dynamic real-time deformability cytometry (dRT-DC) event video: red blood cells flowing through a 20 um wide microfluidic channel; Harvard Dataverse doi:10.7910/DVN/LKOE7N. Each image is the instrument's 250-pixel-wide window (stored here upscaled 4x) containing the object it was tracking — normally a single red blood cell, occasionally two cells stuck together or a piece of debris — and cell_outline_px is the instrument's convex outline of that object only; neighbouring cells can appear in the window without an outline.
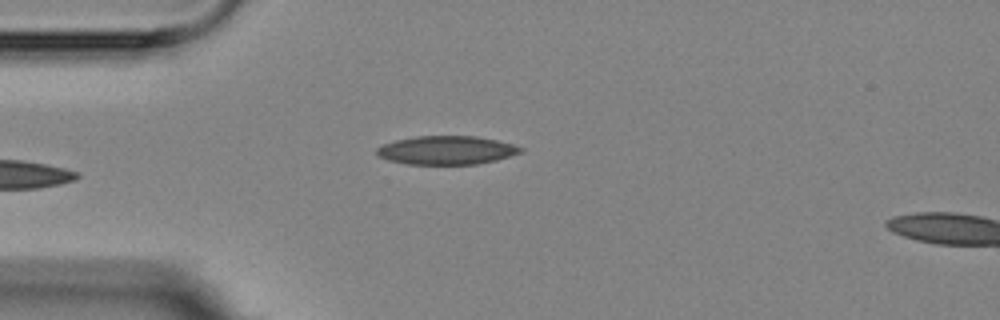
{"species": "Egyptian fruit bat (a non-hibernating species)", "species_latin": "Rousettus aegyptiacus", "temperature_condition": "room temperature", "stored_images_in_passage": 3, "camera_frame_rate_fps": 3000, "um_per_image_px": 0.085, "animal": {"sex": "female"}, "frame": {"image": 1, "passage_image": 3, "time_ms": 3.0, "image_size_px": [1000, 320], "cell_outline_px": [[524, 152], [496, 160], [476, 164], [408, 164], [388, 160], [376, 156], [376, 148], [384, 144], [396, 140], [416, 136], [476, 136], [496, 140], [512, 144], [524, 148]], "centroid_in_image_um": [37.95, 12.77], "position_along_channel_um": 47.0, "area_um2": 23.99}}